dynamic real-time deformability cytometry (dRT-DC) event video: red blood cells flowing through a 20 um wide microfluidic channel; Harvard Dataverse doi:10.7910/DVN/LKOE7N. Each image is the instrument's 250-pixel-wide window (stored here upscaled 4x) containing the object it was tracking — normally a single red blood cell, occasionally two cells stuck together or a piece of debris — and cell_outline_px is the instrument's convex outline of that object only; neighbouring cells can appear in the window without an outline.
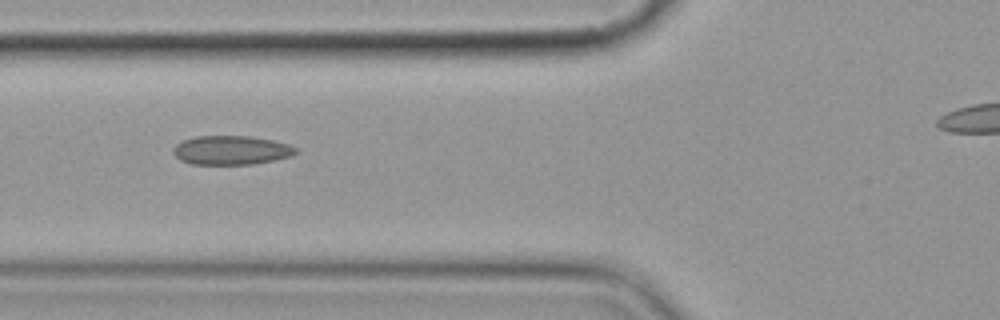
{"species": "common noctule bat (a hibernating species)", "species_latin": "Nyctalus noctula", "temperature_condition": "cold", "stored_images_in_passage": 9, "camera_frame_rate_fps": 3000, "um_per_image_px": 0.085, "animal": {"sex": "female", "body_mass_g": 19.9}, "frame": {"image": 1, "passage_image": 6, "time_ms": 6.0, "image_size_px": [1000, 320], "cell_outline_px": [[296, 152], [292, 156], [252, 164], [192, 164], [180, 160], [172, 152], [172, 148], [176, 144], [184, 140], [196, 136], [248, 136], [272, 140], [288, 144], [296, 148]], "centroid_in_image_um": [19.62, 12.76], "position_along_channel_um": 106.2, "area_um2": 20.58}}
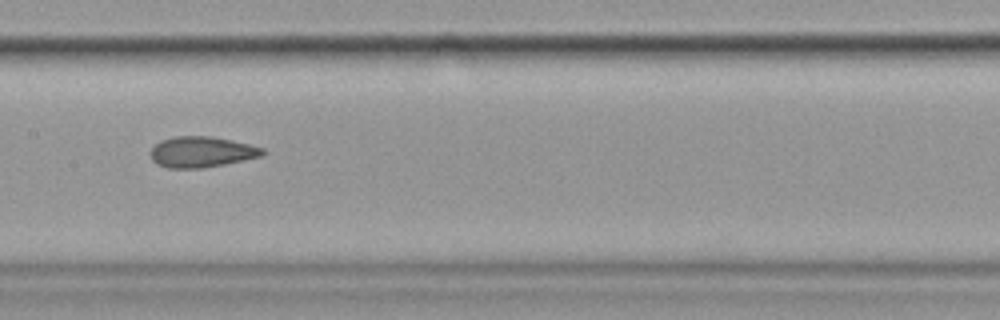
{"frame": {"image": 2, "passage_image": 8, "time_ms": 8.333, "image_size_px": [1000, 320], "cell_outline_px": [[268, 152], [264, 156], [224, 164], [200, 168], [168, 168], [156, 164], [152, 160], [148, 152], [160, 140], [176, 136], [212, 136], [232, 140], [264, 148]], "centroid_in_image_um": [17.14, 12.91], "position_along_channel_um": 190.3, "area_um2": 20.35}}
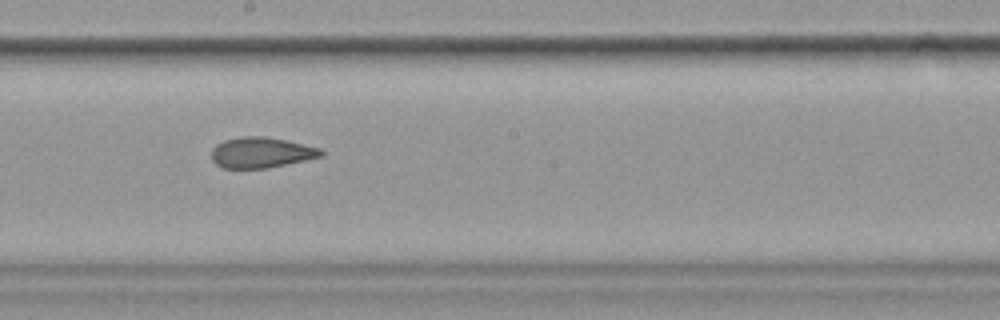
{"frame": {"image": 3, "passage_image": 9, "time_ms": 9.333, "image_size_px": [1000, 320], "cell_outline_px": [[324, 156], [268, 168], [224, 168], [216, 164], [212, 160], [212, 148], [216, 144], [224, 140], [240, 136], [264, 136], [288, 140], [320, 148], [324, 152]], "centroid_in_image_um": [22.21, 12.96], "position_along_channel_um": 226.0, "area_um2": 19.71}}